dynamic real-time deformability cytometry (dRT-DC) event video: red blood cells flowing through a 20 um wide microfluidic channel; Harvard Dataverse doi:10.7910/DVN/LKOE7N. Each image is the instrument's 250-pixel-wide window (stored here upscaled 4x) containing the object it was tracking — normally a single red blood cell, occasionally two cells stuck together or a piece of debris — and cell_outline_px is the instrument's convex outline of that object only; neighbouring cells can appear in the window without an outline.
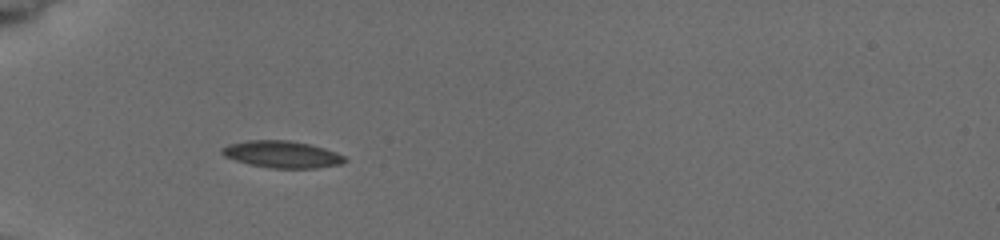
{"species": "common noctule bat (a hibernating species)", "species_latin": "Nyctalus noctula", "temperature_condition": "cold", "stored_images_in_passage": 5, "camera_frame_rate_fps": 3000, "um_per_image_px": 0.085, "animal": {"sex": "female", "body_mass_g": 19.5, "forearm_length_mm": 54.1}, "frame": {"image": 1, "passage_image": 2, "time_ms": 1.0, "image_size_px": [1000, 240], "cell_outline_px": [[348, 160], [340, 164], [316, 168], [272, 168], [252, 164], [236, 160], [224, 156], [220, 152], [220, 148], [228, 144], [248, 140], [288, 140], [308, 144], [324, 148], [336, 152], [344, 156]], "centroid_in_image_um": [23.96, 13.11], "position_along_channel_um": 61.0, "area_um2": 19.13}}
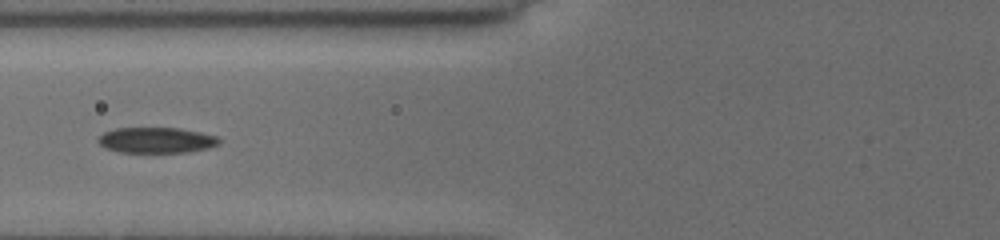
{"frame": {"image": 2, "passage_image": 4, "time_ms": 2.667, "image_size_px": [1000, 240], "cell_outline_px": [[220, 144], [208, 148], [188, 152], [120, 152], [104, 148], [96, 140], [104, 132], [116, 128], [176, 128], [200, 132], [216, 136], [220, 140]], "centroid_in_image_um": [13.28, 11.92], "position_along_channel_um": 112.5, "area_um2": 18.03}}